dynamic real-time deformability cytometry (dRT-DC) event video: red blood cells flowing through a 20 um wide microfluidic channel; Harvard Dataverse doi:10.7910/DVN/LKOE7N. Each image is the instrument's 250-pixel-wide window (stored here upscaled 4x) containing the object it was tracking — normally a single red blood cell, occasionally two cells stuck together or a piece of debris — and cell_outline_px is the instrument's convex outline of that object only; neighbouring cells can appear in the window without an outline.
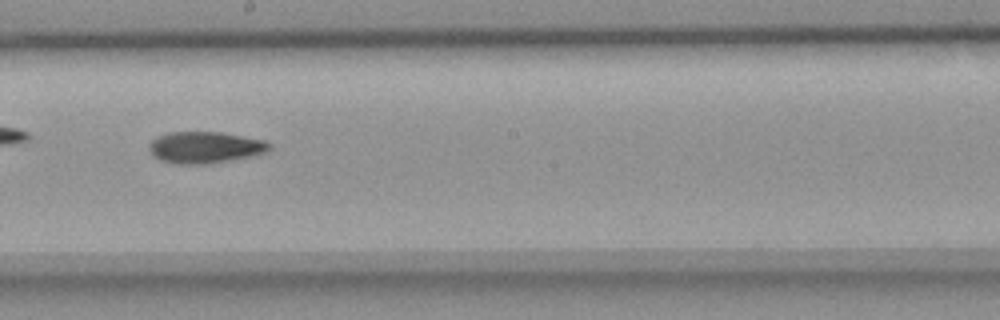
{"species": "common noctule bat (a hibernating species)", "species_latin": "Nyctalus noctula", "temperature_condition": "room temperature", "stored_images_in_passage": 35, "camera_frame_rate_fps": 3000, "um_per_image_px": 0.085, "animal": {"sex": "female", "body_mass_g": 18.4}, "frame": {"image": 1, "passage_image": 16, "time_ms": 5.0, "image_size_px": [1000, 320], "cell_outline_px": [[272, 148], [264, 152], [252, 156], [208, 164], [176, 164], [160, 160], [152, 156], [148, 148], [152, 140], [168, 132], [220, 132], [264, 140], [272, 144]], "centroid_in_image_um": [17.42, 12.53], "position_along_channel_um": 230.8, "area_um2": 22.14}}